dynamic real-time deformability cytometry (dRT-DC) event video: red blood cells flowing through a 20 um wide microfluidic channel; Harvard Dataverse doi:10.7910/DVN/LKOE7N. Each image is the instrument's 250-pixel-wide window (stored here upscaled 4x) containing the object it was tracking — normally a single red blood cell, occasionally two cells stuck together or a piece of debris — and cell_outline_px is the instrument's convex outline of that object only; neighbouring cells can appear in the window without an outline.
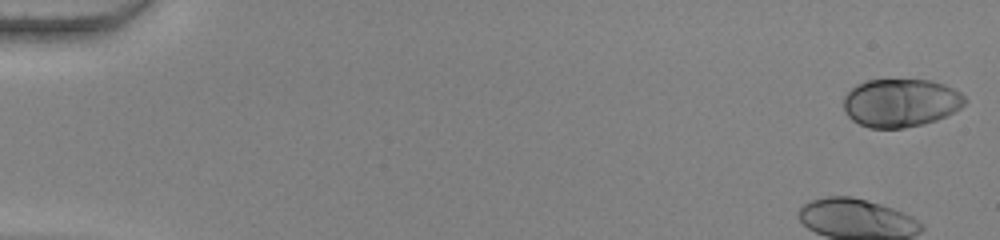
{"species": "human", "species_latin": "Homo sapiens", "temperature_condition": "warm", "stored_images_in_passage": 54, "camera_frame_rate_fps": 3000, "um_per_image_px": 0.085, "donor": {"sex": "female"}, "frame": {"image": 1, "passage_image": 1, "time_ms": 0.0, "image_size_px": [1000, 240], "cell_outline_px": [[968, 100], [960, 108], [936, 120], [924, 124], [904, 128], [868, 128], [852, 120], [844, 112], [844, 96], [856, 84], [868, 80], [932, 80], [944, 84], [960, 92]], "centroid_in_image_um": [76.55, 8.74], "position_along_channel_um": 8.5, "area_um2": 34.16}}
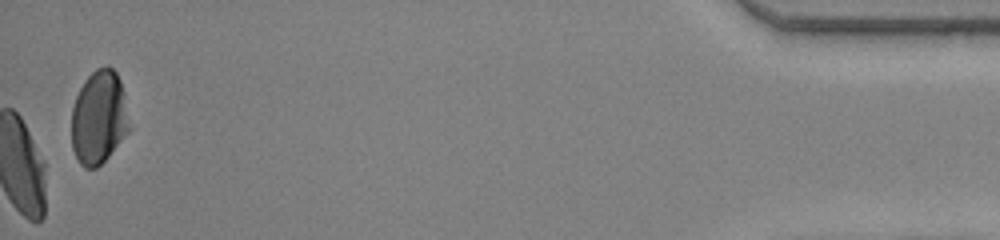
{"frame": {"image": 2, "passage_image": 54, "time_ms": 17.667, "image_size_px": [1000, 240], "cell_outline_px": [[132, 128], [108, 156], [96, 168], [84, 168], [80, 164], [72, 148], [72, 108], [76, 96], [84, 80], [96, 68], [108, 64], [116, 72], [120, 80], [124, 92]], "centroid_in_image_um": [8.43, 9.96], "position_along_channel_um": 426.8, "area_um2": 31.91}, "authors_computed_cell_mechanics": {"area_um2": 30.5762, "velocity_mm_per_s": 3.822, "shape_relaxation_time_tau1_ms": 4.8036, "shape_relaxation_time_tau2_ms": 0.8888, "deformation_change_tau1": 0.2188, "deformation_change_tau2": 0.0451}}